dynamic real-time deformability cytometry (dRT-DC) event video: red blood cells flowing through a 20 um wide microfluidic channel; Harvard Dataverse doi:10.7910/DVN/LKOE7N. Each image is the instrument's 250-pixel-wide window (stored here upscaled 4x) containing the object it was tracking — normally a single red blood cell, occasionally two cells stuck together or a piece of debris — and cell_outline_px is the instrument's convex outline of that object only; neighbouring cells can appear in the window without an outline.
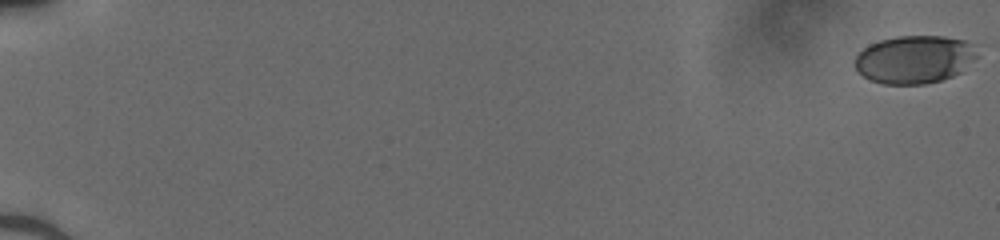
{"species": "human", "species_latin": "Homo sapiens", "temperature_condition": "cold", "stored_images_in_passage": 52, "camera_frame_rate_fps": 3000, "um_per_image_px": 0.085, "donor": {"sex": "male"}, "frame": {"image": 1, "passage_image": 1, "time_ms": 0.0, "image_size_px": [1000, 240], "cell_outline_px": [[980, 56], [960, 72], [952, 76], [940, 80], [924, 84], [884, 84], [872, 80], [864, 76], [856, 68], [856, 56], [868, 44], [880, 40], [896, 36], [944, 36], [964, 40]], "centroid_in_image_um": [77.73, 5.04], "position_along_channel_um": 7.3, "area_um2": 33.93}}
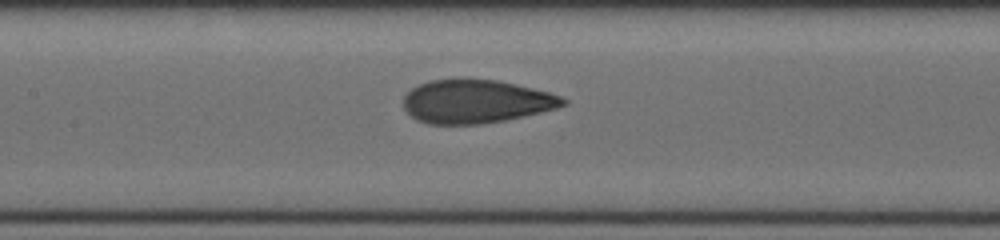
{"frame": {"image": 2, "passage_image": 28, "time_ms": 9.0, "image_size_px": [1000, 240], "cell_outline_px": [[568, 104], [556, 108], [540, 112], [504, 120], [480, 124], [428, 124], [416, 120], [404, 108], [404, 96], [412, 88], [420, 84], [432, 80], [460, 76], [496, 80], [532, 88], [548, 92], [560, 96], [568, 100]], "centroid_in_image_um": [40.43, 8.6], "position_along_channel_um": 167.0, "area_um2": 40.75}}
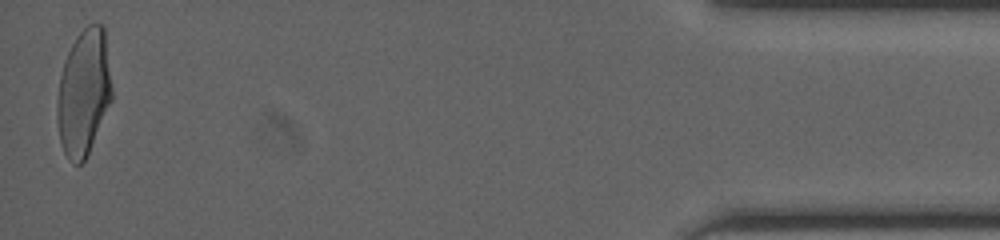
{"frame": {"image": 3, "passage_image": 52, "time_ms": 17.0, "image_size_px": [1000, 240], "cell_outline_px": [[112, 100], [88, 152], [84, 160], [80, 164], [72, 164], [68, 160], [64, 152], [60, 140], [56, 116], [56, 104], [60, 76], [64, 60], [76, 36], [88, 24], [104, 24], [112, 88]], "centroid_in_image_um": [7.11, 7.85], "position_along_channel_um": 428.1, "area_um2": 40.29}}